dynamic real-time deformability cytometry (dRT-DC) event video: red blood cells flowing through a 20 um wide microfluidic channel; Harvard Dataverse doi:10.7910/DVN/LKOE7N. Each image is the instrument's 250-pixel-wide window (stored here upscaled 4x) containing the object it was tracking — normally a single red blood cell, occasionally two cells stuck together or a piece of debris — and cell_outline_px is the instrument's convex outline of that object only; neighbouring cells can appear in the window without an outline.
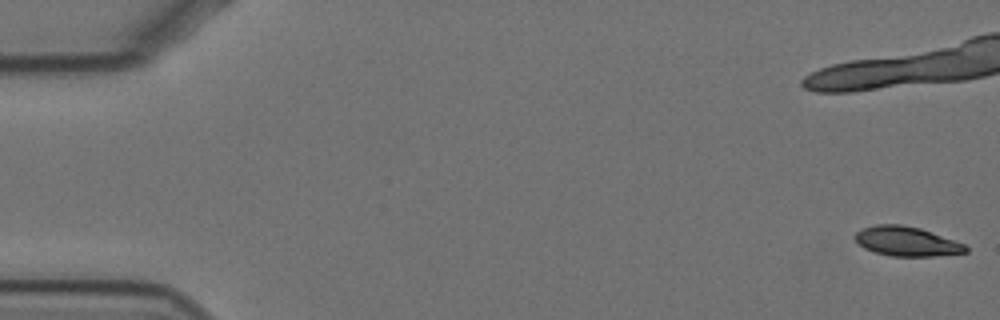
{"species": "Egyptian fruit bat (a non-hibernating species)", "species_latin": "Rousettus aegyptiacus", "temperature_condition": "cold", "stored_images_in_passage": 59, "camera_frame_rate_fps": 3000, "um_per_image_px": 0.085, "animal": {"sex": "female"}, "frame": {"image": 1, "passage_image": 1, "time_ms": 0.0, "image_size_px": [1000, 320], "cell_outline_px": [[968, 252], [932, 256], [892, 256], [872, 252], [864, 248], [852, 236], [860, 228], [876, 224], [900, 224], [920, 228], [964, 244], [968, 248]], "centroid_in_image_um": [77.0, 20.51], "position_along_channel_um": 8.0, "area_um2": 19.02}, "authors_computed_cell_mechanics": {"area_um2": 20.4034, "velocity_mm_per_s": 3.484, "shape_relaxation_time_tau1_ms": 4.7381, "shape_relaxation_time_tau2_ms": null, "deformation_change_tau1": 0.1393, "deformation_change_tau2": null}}